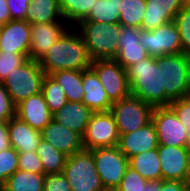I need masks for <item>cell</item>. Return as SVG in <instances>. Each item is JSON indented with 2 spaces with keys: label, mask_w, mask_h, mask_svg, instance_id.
I'll return each mask as SVG.
<instances>
[{
  "label": "cell",
  "mask_w": 190,
  "mask_h": 191,
  "mask_svg": "<svg viewBox=\"0 0 190 191\" xmlns=\"http://www.w3.org/2000/svg\"><path fill=\"white\" fill-rule=\"evenodd\" d=\"M70 30L68 28L39 61L47 75L61 70L84 71L90 68L92 60L81 34L75 27Z\"/></svg>",
  "instance_id": "1"
},
{
  "label": "cell",
  "mask_w": 190,
  "mask_h": 191,
  "mask_svg": "<svg viewBox=\"0 0 190 191\" xmlns=\"http://www.w3.org/2000/svg\"><path fill=\"white\" fill-rule=\"evenodd\" d=\"M131 95L154 107L169 106L171 99L163 87L161 67L154 56L138 61L126 69Z\"/></svg>",
  "instance_id": "2"
},
{
  "label": "cell",
  "mask_w": 190,
  "mask_h": 191,
  "mask_svg": "<svg viewBox=\"0 0 190 191\" xmlns=\"http://www.w3.org/2000/svg\"><path fill=\"white\" fill-rule=\"evenodd\" d=\"M81 34L90 59H115L122 25L80 21L75 28Z\"/></svg>",
  "instance_id": "3"
},
{
  "label": "cell",
  "mask_w": 190,
  "mask_h": 191,
  "mask_svg": "<svg viewBox=\"0 0 190 191\" xmlns=\"http://www.w3.org/2000/svg\"><path fill=\"white\" fill-rule=\"evenodd\" d=\"M161 67L163 87L173 101L190 95V62L183 52L155 57Z\"/></svg>",
  "instance_id": "4"
},
{
  "label": "cell",
  "mask_w": 190,
  "mask_h": 191,
  "mask_svg": "<svg viewBox=\"0 0 190 191\" xmlns=\"http://www.w3.org/2000/svg\"><path fill=\"white\" fill-rule=\"evenodd\" d=\"M46 73L39 61L28 58L22 65L13 70L4 80L10 98L15 105L38 94L42 90V83Z\"/></svg>",
  "instance_id": "5"
},
{
  "label": "cell",
  "mask_w": 190,
  "mask_h": 191,
  "mask_svg": "<svg viewBox=\"0 0 190 191\" xmlns=\"http://www.w3.org/2000/svg\"><path fill=\"white\" fill-rule=\"evenodd\" d=\"M63 174L72 191H106L89 150L67 156Z\"/></svg>",
  "instance_id": "6"
},
{
  "label": "cell",
  "mask_w": 190,
  "mask_h": 191,
  "mask_svg": "<svg viewBox=\"0 0 190 191\" xmlns=\"http://www.w3.org/2000/svg\"><path fill=\"white\" fill-rule=\"evenodd\" d=\"M110 113L114 117L120 136L149 124L152 121L153 107L130 94L120 101L113 102Z\"/></svg>",
  "instance_id": "7"
},
{
  "label": "cell",
  "mask_w": 190,
  "mask_h": 191,
  "mask_svg": "<svg viewBox=\"0 0 190 191\" xmlns=\"http://www.w3.org/2000/svg\"><path fill=\"white\" fill-rule=\"evenodd\" d=\"M96 170L106 190H116L129 167V159L119 146L89 150Z\"/></svg>",
  "instance_id": "8"
},
{
  "label": "cell",
  "mask_w": 190,
  "mask_h": 191,
  "mask_svg": "<svg viewBox=\"0 0 190 191\" xmlns=\"http://www.w3.org/2000/svg\"><path fill=\"white\" fill-rule=\"evenodd\" d=\"M140 43L149 56H163L182 53L181 37L175 21L154 30L140 29Z\"/></svg>",
  "instance_id": "9"
},
{
  "label": "cell",
  "mask_w": 190,
  "mask_h": 191,
  "mask_svg": "<svg viewBox=\"0 0 190 191\" xmlns=\"http://www.w3.org/2000/svg\"><path fill=\"white\" fill-rule=\"evenodd\" d=\"M90 68L97 74L112 102L131 94L126 70L115 59L93 60Z\"/></svg>",
  "instance_id": "10"
},
{
  "label": "cell",
  "mask_w": 190,
  "mask_h": 191,
  "mask_svg": "<svg viewBox=\"0 0 190 191\" xmlns=\"http://www.w3.org/2000/svg\"><path fill=\"white\" fill-rule=\"evenodd\" d=\"M118 143L117 125L110 111L93 113L83 136L84 150L113 147Z\"/></svg>",
  "instance_id": "11"
},
{
  "label": "cell",
  "mask_w": 190,
  "mask_h": 191,
  "mask_svg": "<svg viewBox=\"0 0 190 191\" xmlns=\"http://www.w3.org/2000/svg\"><path fill=\"white\" fill-rule=\"evenodd\" d=\"M152 122L156 128L159 144L186 147L188 129L170 106L154 107Z\"/></svg>",
  "instance_id": "12"
},
{
  "label": "cell",
  "mask_w": 190,
  "mask_h": 191,
  "mask_svg": "<svg viewBox=\"0 0 190 191\" xmlns=\"http://www.w3.org/2000/svg\"><path fill=\"white\" fill-rule=\"evenodd\" d=\"M30 45L31 24L26 20H11L0 26V51L29 58Z\"/></svg>",
  "instance_id": "13"
},
{
  "label": "cell",
  "mask_w": 190,
  "mask_h": 191,
  "mask_svg": "<svg viewBox=\"0 0 190 191\" xmlns=\"http://www.w3.org/2000/svg\"><path fill=\"white\" fill-rule=\"evenodd\" d=\"M162 180L184 181L190 164V152L186 147L158 145Z\"/></svg>",
  "instance_id": "14"
},
{
  "label": "cell",
  "mask_w": 190,
  "mask_h": 191,
  "mask_svg": "<svg viewBox=\"0 0 190 191\" xmlns=\"http://www.w3.org/2000/svg\"><path fill=\"white\" fill-rule=\"evenodd\" d=\"M67 29L65 22L31 24L29 58L40 61Z\"/></svg>",
  "instance_id": "15"
},
{
  "label": "cell",
  "mask_w": 190,
  "mask_h": 191,
  "mask_svg": "<svg viewBox=\"0 0 190 191\" xmlns=\"http://www.w3.org/2000/svg\"><path fill=\"white\" fill-rule=\"evenodd\" d=\"M42 139L67 156L84 150L83 137L52 119L41 131Z\"/></svg>",
  "instance_id": "16"
},
{
  "label": "cell",
  "mask_w": 190,
  "mask_h": 191,
  "mask_svg": "<svg viewBox=\"0 0 190 191\" xmlns=\"http://www.w3.org/2000/svg\"><path fill=\"white\" fill-rule=\"evenodd\" d=\"M158 145L159 139L152 121L134 132L121 134L118 143L121 152L128 159L144 151L157 149Z\"/></svg>",
  "instance_id": "17"
},
{
  "label": "cell",
  "mask_w": 190,
  "mask_h": 191,
  "mask_svg": "<svg viewBox=\"0 0 190 191\" xmlns=\"http://www.w3.org/2000/svg\"><path fill=\"white\" fill-rule=\"evenodd\" d=\"M15 116L40 132L53 119L42 92L17 104Z\"/></svg>",
  "instance_id": "18"
},
{
  "label": "cell",
  "mask_w": 190,
  "mask_h": 191,
  "mask_svg": "<svg viewBox=\"0 0 190 191\" xmlns=\"http://www.w3.org/2000/svg\"><path fill=\"white\" fill-rule=\"evenodd\" d=\"M184 7V0H146L142 29L154 30L175 21L177 13Z\"/></svg>",
  "instance_id": "19"
},
{
  "label": "cell",
  "mask_w": 190,
  "mask_h": 191,
  "mask_svg": "<svg viewBox=\"0 0 190 191\" xmlns=\"http://www.w3.org/2000/svg\"><path fill=\"white\" fill-rule=\"evenodd\" d=\"M140 29L122 26L115 60L126 70L149 55L140 43Z\"/></svg>",
  "instance_id": "20"
},
{
  "label": "cell",
  "mask_w": 190,
  "mask_h": 191,
  "mask_svg": "<svg viewBox=\"0 0 190 191\" xmlns=\"http://www.w3.org/2000/svg\"><path fill=\"white\" fill-rule=\"evenodd\" d=\"M84 98L82 103L94 113L109 112L113 102L104 90L102 82L91 69L82 71Z\"/></svg>",
  "instance_id": "21"
},
{
  "label": "cell",
  "mask_w": 190,
  "mask_h": 191,
  "mask_svg": "<svg viewBox=\"0 0 190 191\" xmlns=\"http://www.w3.org/2000/svg\"><path fill=\"white\" fill-rule=\"evenodd\" d=\"M11 147L18 153L35 152L42 140L41 132L14 116L8 121Z\"/></svg>",
  "instance_id": "22"
},
{
  "label": "cell",
  "mask_w": 190,
  "mask_h": 191,
  "mask_svg": "<svg viewBox=\"0 0 190 191\" xmlns=\"http://www.w3.org/2000/svg\"><path fill=\"white\" fill-rule=\"evenodd\" d=\"M93 113L82 102L67 101L60 110L53 114V119L83 137Z\"/></svg>",
  "instance_id": "23"
},
{
  "label": "cell",
  "mask_w": 190,
  "mask_h": 191,
  "mask_svg": "<svg viewBox=\"0 0 190 191\" xmlns=\"http://www.w3.org/2000/svg\"><path fill=\"white\" fill-rule=\"evenodd\" d=\"M25 20L30 24L66 22L58 0H31Z\"/></svg>",
  "instance_id": "24"
},
{
  "label": "cell",
  "mask_w": 190,
  "mask_h": 191,
  "mask_svg": "<svg viewBox=\"0 0 190 191\" xmlns=\"http://www.w3.org/2000/svg\"><path fill=\"white\" fill-rule=\"evenodd\" d=\"M129 167L149 182L162 181V171L157 149L144 151L129 159Z\"/></svg>",
  "instance_id": "25"
},
{
  "label": "cell",
  "mask_w": 190,
  "mask_h": 191,
  "mask_svg": "<svg viewBox=\"0 0 190 191\" xmlns=\"http://www.w3.org/2000/svg\"><path fill=\"white\" fill-rule=\"evenodd\" d=\"M50 76L63 88L67 101H83L85 93L82 82V71L61 70L51 73Z\"/></svg>",
  "instance_id": "26"
},
{
  "label": "cell",
  "mask_w": 190,
  "mask_h": 191,
  "mask_svg": "<svg viewBox=\"0 0 190 191\" xmlns=\"http://www.w3.org/2000/svg\"><path fill=\"white\" fill-rule=\"evenodd\" d=\"M45 174L17 170L1 187L4 191H43Z\"/></svg>",
  "instance_id": "27"
},
{
  "label": "cell",
  "mask_w": 190,
  "mask_h": 191,
  "mask_svg": "<svg viewBox=\"0 0 190 191\" xmlns=\"http://www.w3.org/2000/svg\"><path fill=\"white\" fill-rule=\"evenodd\" d=\"M36 153L42 162L44 174L63 173L67 159L63 152L42 139Z\"/></svg>",
  "instance_id": "28"
},
{
  "label": "cell",
  "mask_w": 190,
  "mask_h": 191,
  "mask_svg": "<svg viewBox=\"0 0 190 191\" xmlns=\"http://www.w3.org/2000/svg\"><path fill=\"white\" fill-rule=\"evenodd\" d=\"M121 0H96L88 17L82 21H97L101 23H119Z\"/></svg>",
  "instance_id": "29"
},
{
  "label": "cell",
  "mask_w": 190,
  "mask_h": 191,
  "mask_svg": "<svg viewBox=\"0 0 190 191\" xmlns=\"http://www.w3.org/2000/svg\"><path fill=\"white\" fill-rule=\"evenodd\" d=\"M63 19L66 23L77 25L85 20L96 0H58Z\"/></svg>",
  "instance_id": "30"
},
{
  "label": "cell",
  "mask_w": 190,
  "mask_h": 191,
  "mask_svg": "<svg viewBox=\"0 0 190 191\" xmlns=\"http://www.w3.org/2000/svg\"><path fill=\"white\" fill-rule=\"evenodd\" d=\"M146 0H121L119 24L142 29Z\"/></svg>",
  "instance_id": "31"
},
{
  "label": "cell",
  "mask_w": 190,
  "mask_h": 191,
  "mask_svg": "<svg viewBox=\"0 0 190 191\" xmlns=\"http://www.w3.org/2000/svg\"><path fill=\"white\" fill-rule=\"evenodd\" d=\"M41 92L52 114L56 113L67 103L63 88L50 75H45Z\"/></svg>",
  "instance_id": "32"
},
{
  "label": "cell",
  "mask_w": 190,
  "mask_h": 191,
  "mask_svg": "<svg viewBox=\"0 0 190 191\" xmlns=\"http://www.w3.org/2000/svg\"><path fill=\"white\" fill-rule=\"evenodd\" d=\"M18 152L13 147L0 152V188L18 170Z\"/></svg>",
  "instance_id": "33"
},
{
  "label": "cell",
  "mask_w": 190,
  "mask_h": 191,
  "mask_svg": "<svg viewBox=\"0 0 190 191\" xmlns=\"http://www.w3.org/2000/svg\"><path fill=\"white\" fill-rule=\"evenodd\" d=\"M175 23L179 29L182 50L185 55L190 53V7H184L177 13Z\"/></svg>",
  "instance_id": "34"
},
{
  "label": "cell",
  "mask_w": 190,
  "mask_h": 191,
  "mask_svg": "<svg viewBox=\"0 0 190 191\" xmlns=\"http://www.w3.org/2000/svg\"><path fill=\"white\" fill-rule=\"evenodd\" d=\"M27 59L23 54L0 51V82H4L6 77Z\"/></svg>",
  "instance_id": "35"
},
{
  "label": "cell",
  "mask_w": 190,
  "mask_h": 191,
  "mask_svg": "<svg viewBox=\"0 0 190 191\" xmlns=\"http://www.w3.org/2000/svg\"><path fill=\"white\" fill-rule=\"evenodd\" d=\"M148 182L137 171L128 167L120 185L115 191H143L144 186Z\"/></svg>",
  "instance_id": "36"
},
{
  "label": "cell",
  "mask_w": 190,
  "mask_h": 191,
  "mask_svg": "<svg viewBox=\"0 0 190 191\" xmlns=\"http://www.w3.org/2000/svg\"><path fill=\"white\" fill-rule=\"evenodd\" d=\"M19 165L18 169L29 171L36 174H44L42 162L35 152L26 151L18 153Z\"/></svg>",
  "instance_id": "37"
},
{
  "label": "cell",
  "mask_w": 190,
  "mask_h": 191,
  "mask_svg": "<svg viewBox=\"0 0 190 191\" xmlns=\"http://www.w3.org/2000/svg\"><path fill=\"white\" fill-rule=\"evenodd\" d=\"M16 115V105L9 96L3 82H0V121L8 122Z\"/></svg>",
  "instance_id": "38"
},
{
  "label": "cell",
  "mask_w": 190,
  "mask_h": 191,
  "mask_svg": "<svg viewBox=\"0 0 190 191\" xmlns=\"http://www.w3.org/2000/svg\"><path fill=\"white\" fill-rule=\"evenodd\" d=\"M43 191H72L63 173L45 174Z\"/></svg>",
  "instance_id": "39"
},
{
  "label": "cell",
  "mask_w": 190,
  "mask_h": 191,
  "mask_svg": "<svg viewBox=\"0 0 190 191\" xmlns=\"http://www.w3.org/2000/svg\"><path fill=\"white\" fill-rule=\"evenodd\" d=\"M183 125L190 130V95L171 101L169 105Z\"/></svg>",
  "instance_id": "40"
},
{
  "label": "cell",
  "mask_w": 190,
  "mask_h": 191,
  "mask_svg": "<svg viewBox=\"0 0 190 191\" xmlns=\"http://www.w3.org/2000/svg\"><path fill=\"white\" fill-rule=\"evenodd\" d=\"M31 0H7L11 20H25Z\"/></svg>",
  "instance_id": "41"
},
{
  "label": "cell",
  "mask_w": 190,
  "mask_h": 191,
  "mask_svg": "<svg viewBox=\"0 0 190 191\" xmlns=\"http://www.w3.org/2000/svg\"><path fill=\"white\" fill-rule=\"evenodd\" d=\"M11 147L8 122L0 121V152Z\"/></svg>",
  "instance_id": "42"
},
{
  "label": "cell",
  "mask_w": 190,
  "mask_h": 191,
  "mask_svg": "<svg viewBox=\"0 0 190 191\" xmlns=\"http://www.w3.org/2000/svg\"><path fill=\"white\" fill-rule=\"evenodd\" d=\"M185 189L182 181L162 180L158 191H184Z\"/></svg>",
  "instance_id": "43"
},
{
  "label": "cell",
  "mask_w": 190,
  "mask_h": 191,
  "mask_svg": "<svg viewBox=\"0 0 190 191\" xmlns=\"http://www.w3.org/2000/svg\"><path fill=\"white\" fill-rule=\"evenodd\" d=\"M11 21V14L8 9L7 0H0V26Z\"/></svg>",
  "instance_id": "44"
},
{
  "label": "cell",
  "mask_w": 190,
  "mask_h": 191,
  "mask_svg": "<svg viewBox=\"0 0 190 191\" xmlns=\"http://www.w3.org/2000/svg\"><path fill=\"white\" fill-rule=\"evenodd\" d=\"M160 187V181H151L144 186L143 191H158Z\"/></svg>",
  "instance_id": "45"
},
{
  "label": "cell",
  "mask_w": 190,
  "mask_h": 191,
  "mask_svg": "<svg viewBox=\"0 0 190 191\" xmlns=\"http://www.w3.org/2000/svg\"><path fill=\"white\" fill-rule=\"evenodd\" d=\"M184 186L187 190H190V164H189V167L187 169V172H186V176L184 178Z\"/></svg>",
  "instance_id": "46"
},
{
  "label": "cell",
  "mask_w": 190,
  "mask_h": 191,
  "mask_svg": "<svg viewBox=\"0 0 190 191\" xmlns=\"http://www.w3.org/2000/svg\"><path fill=\"white\" fill-rule=\"evenodd\" d=\"M186 148L190 152V130H188L187 141H186Z\"/></svg>",
  "instance_id": "47"
},
{
  "label": "cell",
  "mask_w": 190,
  "mask_h": 191,
  "mask_svg": "<svg viewBox=\"0 0 190 191\" xmlns=\"http://www.w3.org/2000/svg\"><path fill=\"white\" fill-rule=\"evenodd\" d=\"M184 5L190 7V0H184Z\"/></svg>",
  "instance_id": "48"
}]
</instances>
